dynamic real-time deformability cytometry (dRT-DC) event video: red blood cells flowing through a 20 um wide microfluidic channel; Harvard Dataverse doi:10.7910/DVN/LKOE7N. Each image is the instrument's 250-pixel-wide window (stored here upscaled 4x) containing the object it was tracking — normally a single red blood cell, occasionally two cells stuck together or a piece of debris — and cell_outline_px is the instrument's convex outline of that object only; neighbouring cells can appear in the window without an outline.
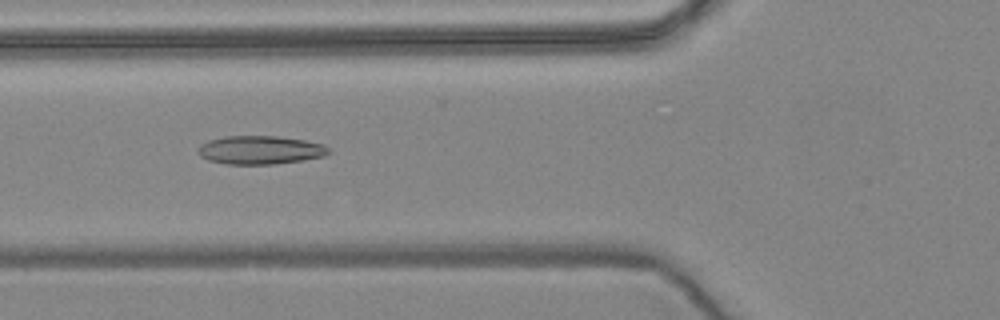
{"species": "common noctule bat (a hibernating species)", "species_latin": "Nyctalus noctula", "temperature_condition": "warm", "stored_images_in_passage": 57, "camera_frame_rate_fps": 3000, "um_per_image_px": 0.085, "animal": {"sex": "female", "body_mass_g": 24.6, "forearm_length_mm": 56.2}, "frame": {"image": 1, "passage_image": 21, "time_ms": 6.667, "image_size_px": [1000, 320], "cell_outline_px": [[332, 152], [324, 156], [304, 160], [272, 164], [228, 164], [208, 160], [200, 156], [196, 152], [196, 148], [200, 144], [208, 140], [224, 136], [276, 136], [304, 140], [324, 144]], "centroid_in_image_um": [22.09, 12.75], "position_along_channel_um": 103.7, "area_um2": 21.85}}
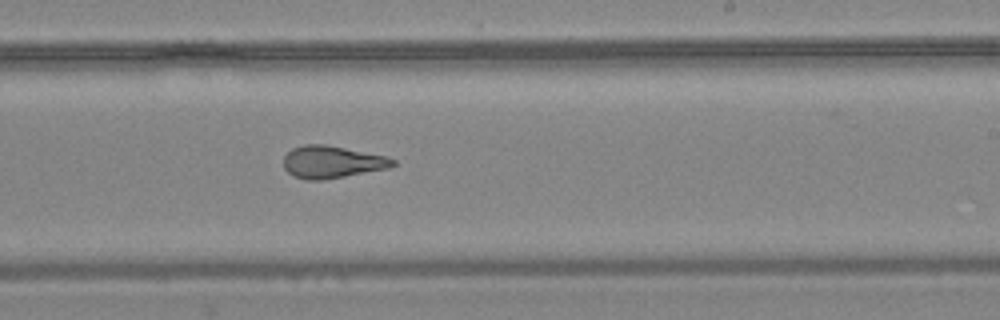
{"frame": {"image": 2, "passage_image": 34, "time_ms": 11.0, "image_size_px": [1000, 320], "cell_outline_px": [[396, 164], [388, 168], [324, 180], [308, 180], [292, 176], [284, 168], [284, 156], [292, 148], [304, 144], [324, 144], [384, 156], [396, 160]], "centroid_in_image_um": [28.18, 13.77], "position_along_channel_um": 260.8, "area_um2": 20.4}}
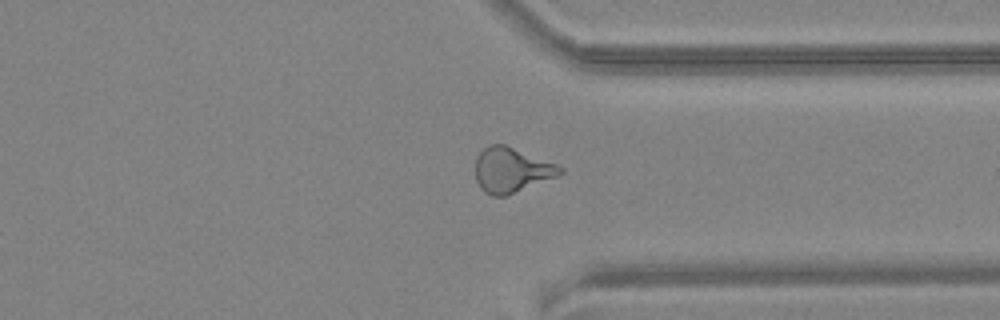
{"frame": {"image": 3, "passage_image": 43, "time_ms": 14.0, "image_size_px": [1000, 320], "cell_outline_px": [[564, 172], [556, 176], [508, 196], [492, 196], [484, 192], [480, 188], [476, 180], [476, 156], [488, 144], [504, 144], [556, 164], [564, 168]], "centroid_in_image_um": [43.45, 14.46], "position_along_channel_um": 368.0, "area_um2": 22.14}, "authors_computed_cell_mechanics": {"area_um2": 21.8484, "velocity_mm_per_s": 3.6198, "shape_relaxation_time_tau1_ms": 10.2129, "shape_relaxation_time_tau2_ms": 1.9223, "deformation_change_tau1": 0.2788, "deformation_change_tau2": 0.117}}